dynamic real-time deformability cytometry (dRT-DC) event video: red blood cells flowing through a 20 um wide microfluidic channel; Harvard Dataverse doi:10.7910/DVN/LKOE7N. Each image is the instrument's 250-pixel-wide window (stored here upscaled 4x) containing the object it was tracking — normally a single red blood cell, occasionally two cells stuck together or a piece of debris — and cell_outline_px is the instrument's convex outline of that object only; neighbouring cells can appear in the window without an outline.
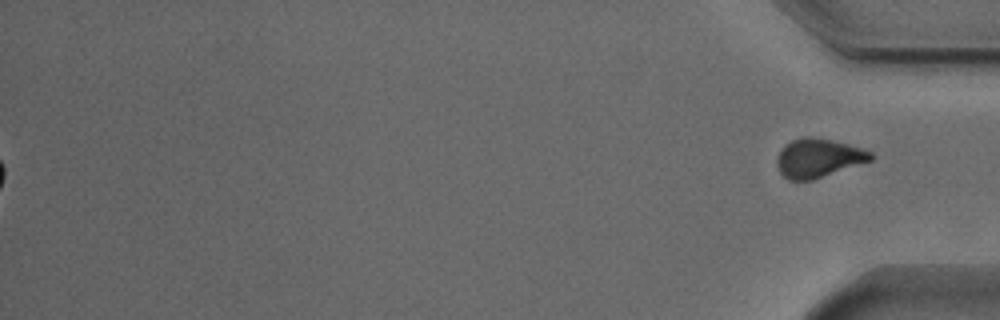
{"species": "Egyptian fruit bat (a non-hibernating species)", "species_latin": "Rousettus aegyptiacus", "temperature_condition": "cold", "stored_images_in_passage": 56, "segment_of_instrument_passage": [2, 2], "camera_frame_rate_fps": 3000, "um_per_image_px": 0.085, "animal": {"sex": "male"}, "frame": {"image": 1, "passage_image": 56, "time_ms": 18.333, "image_size_px": [1000, 320], "cell_outline_px": [[872, 160], [812, 180], [788, 180], [780, 172], [776, 164], [776, 160], [784, 144], [792, 140], [804, 136], [812, 136], [832, 140], [848, 144], [872, 152]], "centroid_in_image_um": [69.53, 13.42], "position_along_channel_um": 365.7, "area_um2": 21.1}}